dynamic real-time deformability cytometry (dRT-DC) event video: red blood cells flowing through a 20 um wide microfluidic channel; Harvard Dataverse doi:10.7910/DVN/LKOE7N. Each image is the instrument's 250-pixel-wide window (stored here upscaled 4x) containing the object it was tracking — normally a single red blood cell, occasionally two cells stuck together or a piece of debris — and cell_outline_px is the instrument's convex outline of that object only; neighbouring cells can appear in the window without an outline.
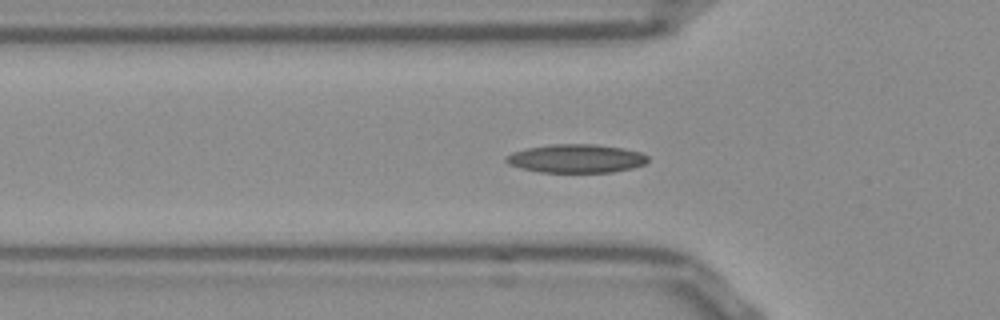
{"species": "Egyptian fruit bat (a non-hibernating species)", "species_latin": "Rousettus aegyptiacus", "temperature_condition": "room temperature", "stored_images_in_passage": 53, "camera_frame_rate_fps": 3000, "um_per_image_px": 0.085, "frame": {"image": 1, "passage_image": 16, "time_ms": 5.0, "image_size_px": [1000, 320], "cell_outline_px": [[648, 160], [644, 164], [632, 168], [612, 172], [540, 172], [520, 168], [508, 164], [504, 160], [512, 152], [528, 148], [548, 144], [596, 144], [620, 148], [640, 152], [648, 156]], "centroid_in_image_um": [48.96, 13.47], "position_along_channel_um": 76.8, "area_um2": 23.47}}
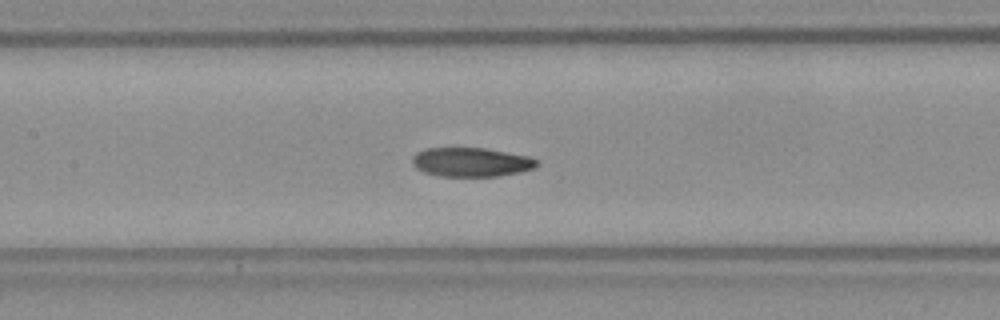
{"frame": {"image": 2, "passage_image": 23, "time_ms": 7.333, "image_size_px": [1000, 320], "cell_outline_px": [[540, 164], [532, 168], [520, 172], [496, 176], [440, 176], [424, 172], [416, 168], [412, 164], [412, 156], [416, 152], [424, 148], [484, 148], [528, 156], [536, 160]], "centroid_in_image_um": [40.0, 13.77], "position_along_channel_um": 167.4, "area_um2": 21.04}}
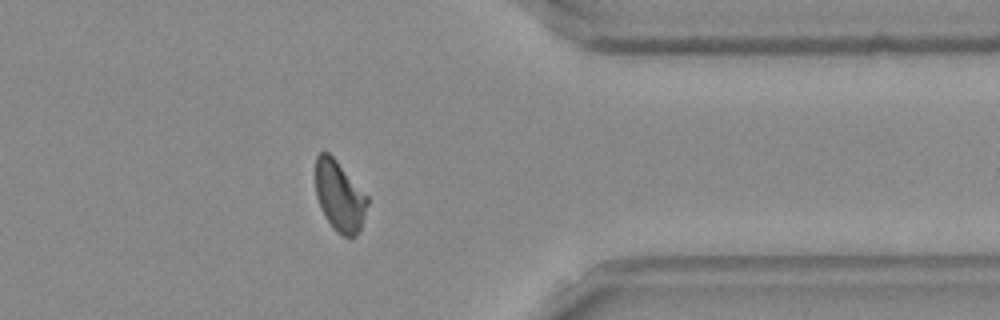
{"frame": {"image": 3, "passage_image": 41, "time_ms": 13.333, "image_size_px": [1000, 320], "cell_outline_px": [[368, 204], [360, 228], [356, 236], [352, 240], [344, 236], [328, 220], [316, 196], [316, 156], [320, 152], [328, 152], [336, 160], [368, 196]], "centroid_in_image_um": [28.88, 16.66], "position_along_channel_um": 382.5, "area_um2": 20.81}, "authors_computed_cell_mechanics": {"area_um2": 21.386, "velocity_mm_per_s": 3.8348, "shape_relaxation_time_tau1_ms": null, "shape_relaxation_time_tau2_ms": 2.8876, "deformation_change_tau1": null, "deformation_change_tau2": 0.0889}}